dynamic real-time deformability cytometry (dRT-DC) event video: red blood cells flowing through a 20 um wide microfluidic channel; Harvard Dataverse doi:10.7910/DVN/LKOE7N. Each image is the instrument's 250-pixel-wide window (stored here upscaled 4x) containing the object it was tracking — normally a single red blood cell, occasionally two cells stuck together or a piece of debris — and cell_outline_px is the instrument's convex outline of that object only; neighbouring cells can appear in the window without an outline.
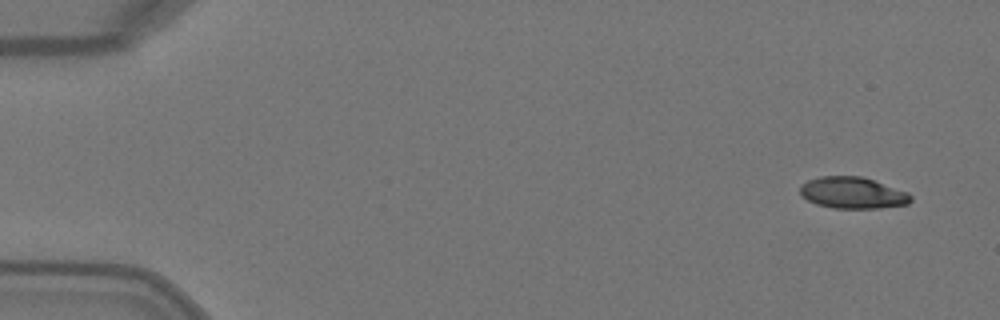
{"species": "Egyptian fruit bat (a non-hibernating species)", "species_latin": "Rousettus aegyptiacus", "temperature_condition": "warm", "stored_images_in_passage": 5, "camera_frame_rate_fps": 3000, "um_per_image_px": 0.085, "animal": {"sex": "female"}, "frame": {"image": 1, "passage_image": 1, "time_ms": 0.0, "image_size_px": [1000, 320], "cell_outline_px": [[912, 200], [908, 204], [880, 208], [832, 208], [816, 204], [800, 196], [800, 184], [808, 180], [820, 176], [860, 176], [908, 192], [912, 196]], "centroid_in_image_um": [72.45, 16.39], "position_along_channel_um": 12.6, "area_um2": 20.35}}
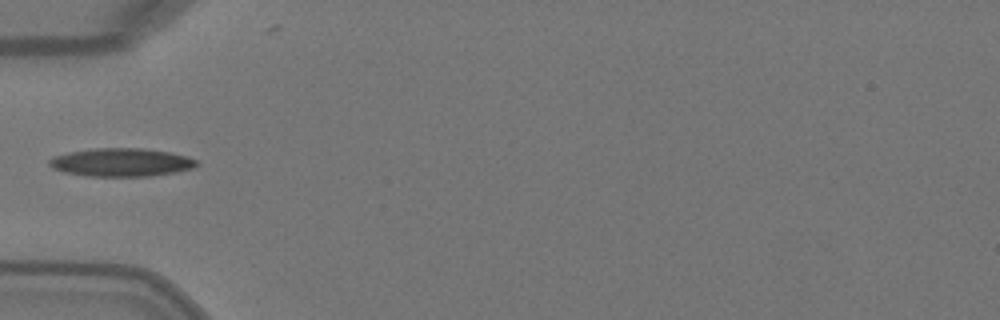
{"frame": {"image": 2, "passage_image": 4, "time_ms": 1.0, "image_size_px": [1000, 320], "cell_outline_px": [[200, 164], [196, 168], [176, 172], [148, 176], [88, 176], [64, 172], [52, 168], [48, 164], [48, 160], [52, 156], [68, 152], [96, 148], [140, 148], [172, 152], [188, 156], [196, 160]], "centroid_in_image_um": [10.33, 13.79], "position_along_channel_um": 74.7, "area_um2": 24.51}}
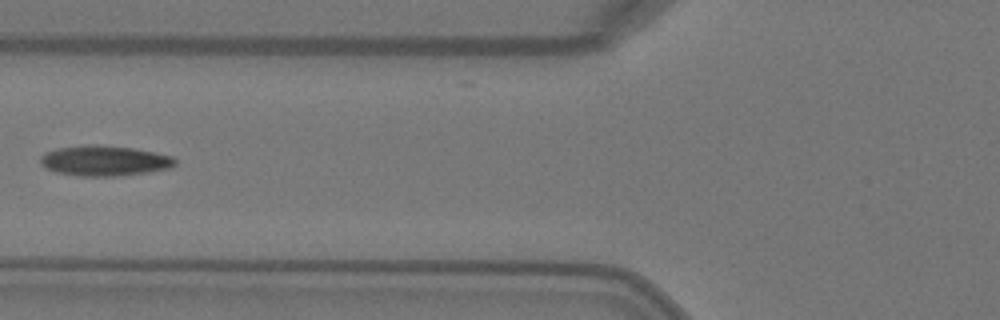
{"frame": {"image": 3, "passage_image": 5, "time_ms": 1.333, "image_size_px": [1000, 320], "cell_outline_px": [[176, 164], [172, 168], [148, 172], [120, 176], [80, 176], [56, 172], [44, 168], [40, 164], [40, 156], [44, 152], [56, 148], [88, 144], [96, 144], [132, 148], [172, 156], [176, 160]], "centroid_in_image_um": [8.84, 13.66], "position_along_channel_um": 117.0, "area_um2": 24.04}}